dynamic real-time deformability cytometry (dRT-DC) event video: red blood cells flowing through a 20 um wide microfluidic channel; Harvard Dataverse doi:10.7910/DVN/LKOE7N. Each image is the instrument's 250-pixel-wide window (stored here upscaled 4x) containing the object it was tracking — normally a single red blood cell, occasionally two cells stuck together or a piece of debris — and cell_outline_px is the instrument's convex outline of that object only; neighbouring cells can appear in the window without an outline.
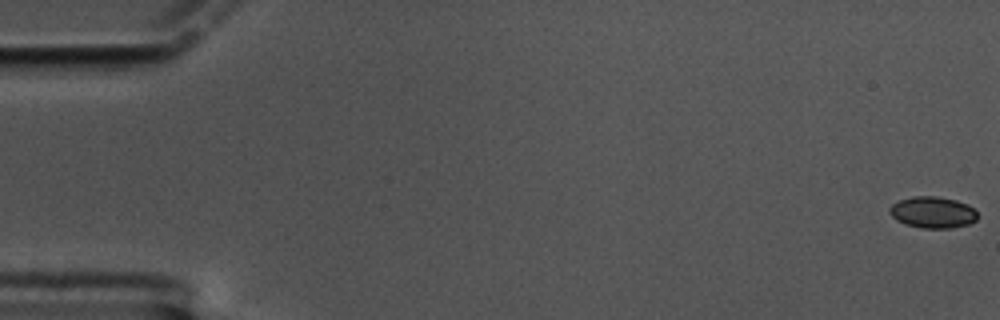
{"species": "common noctule bat (a hibernating species)", "species_latin": "Nyctalus noctula", "temperature_condition": "cold", "stored_images_in_passage": 5, "camera_frame_rate_fps": 3000, "um_per_image_px": 0.085, "animal": {"sex": "male", "body_mass_g": 17.5, "forearm_length_mm": 52.3}, "frame": {"image": 1, "passage_image": 1, "time_ms": 0.0, "image_size_px": [1000, 320], "cell_outline_px": [[976, 220], [968, 224], [952, 228], [920, 228], [904, 224], [896, 220], [888, 212], [888, 208], [892, 204], [900, 200], [912, 196], [936, 196], [956, 200], [968, 204], [976, 212]], "centroid_in_image_um": [79.24, 18.05], "position_along_channel_um": 5.8, "area_um2": 16.18}}